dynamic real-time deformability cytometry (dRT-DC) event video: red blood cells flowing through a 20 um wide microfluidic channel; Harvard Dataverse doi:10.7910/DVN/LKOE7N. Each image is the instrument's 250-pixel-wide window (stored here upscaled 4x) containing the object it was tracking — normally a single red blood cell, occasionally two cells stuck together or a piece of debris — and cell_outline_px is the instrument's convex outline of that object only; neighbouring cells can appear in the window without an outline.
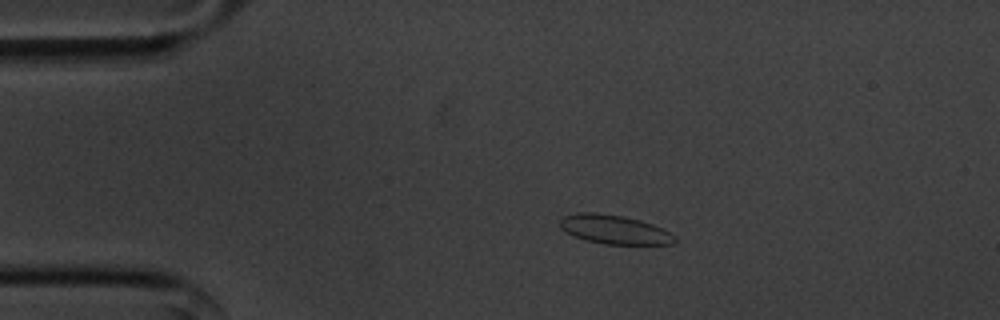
{"species": "common noctule bat (a hibernating species)", "species_latin": "Nyctalus noctula", "temperature_condition": "cold", "stored_images_in_passage": 46, "camera_frame_rate_fps": 3000, "um_per_image_px": 0.085, "animal": {"sex": "male", "body_mass_g": 20.1, "forearm_length_mm": 53.5}, "frame": {"image": 1, "passage_image": 1, "time_ms": 0.0, "image_size_px": [1000, 320], "cell_outline_px": [[676, 240], [672, 244], [604, 244], [584, 240], [560, 228], [560, 220], [564, 216], [580, 212], [596, 212], [624, 216], [640, 220], [652, 224], [676, 236]], "centroid_in_image_um": [52.21, 19.5], "position_along_channel_um": 32.8, "area_um2": 19.25}}
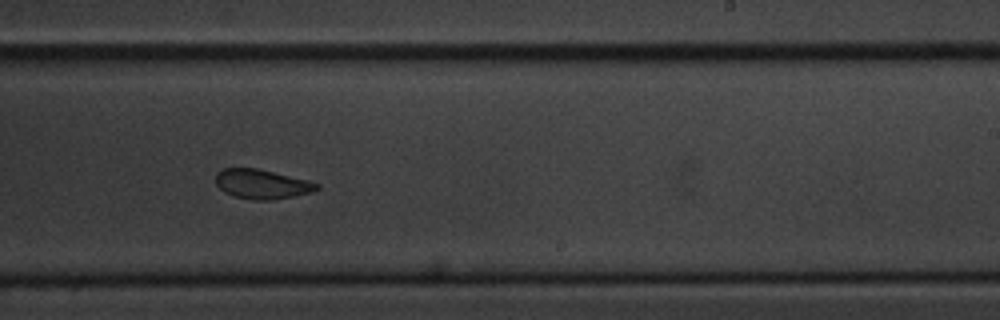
{"frame": {"image": 2, "passage_image": 24, "time_ms": 7.667, "image_size_px": [1000, 320], "cell_outline_px": [[320, 188], [312, 192], [272, 200], [252, 200], [236, 196], [224, 192], [216, 184], [216, 172], [224, 168], [256, 168], [308, 180], [320, 184]], "centroid_in_image_um": [22.26, 15.64], "position_along_channel_um": 266.7, "area_um2": 17.28}}
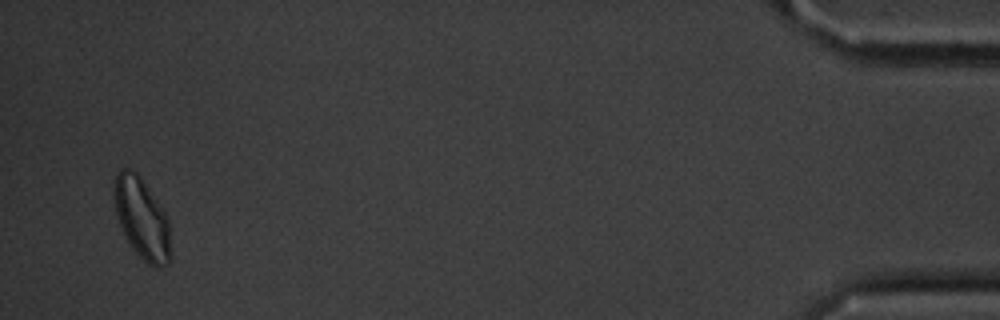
{"frame": {"image": 3, "passage_image": 44, "time_ms": 14.333, "image_size_px": [1000, 320], "cell_outline_px": [[172, 260], [168, 264], [160, 268], [156, 268], [148, 264], [132, 248], [124, 236], [116, 212], [112, 196], [112, 184], [120, 168], [132, 168], [140, 176], [164, 212], [168, 220], [172, 256]], "centroid_in_image_um": [12.05, 18.58], "position_along_channel_um": 423.2, "area_um2": 27.05}, "authors_computed_cell_mechanics": {"area_um2": 18.5827, "velocity_mm_per_s": 3.576, "shape_relaxation_time_tau1_ms": 3.4174, "shape_relaxation_time_tau2_ms": 1.5973, "deformation_change_tau1": 0.0662, "deformation_change_tau2": 0.067}}